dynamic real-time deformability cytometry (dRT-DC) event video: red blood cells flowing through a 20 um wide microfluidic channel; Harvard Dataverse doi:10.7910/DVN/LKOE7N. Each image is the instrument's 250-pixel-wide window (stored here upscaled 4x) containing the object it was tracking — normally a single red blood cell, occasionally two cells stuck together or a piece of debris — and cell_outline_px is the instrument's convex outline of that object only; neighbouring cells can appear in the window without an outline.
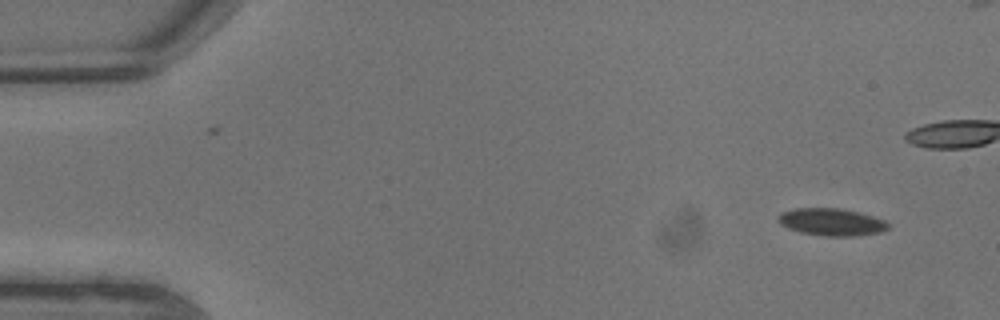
{"species": "common noctule bat (a hibernating species)", "species_latin": "Nyctalus noctula", "temperature_condition": "warm", "stored_images_in_passage": 9, "segment_of_instrument_passage": [1, 2], "camera_frame_rate_fps": 3000, "um_per_image_px": 0.085, "animal": {"sex": "male", "body_mass_g": 13.3}, "frame": {"image": 1, "passage_image": 1, "time_ms": 0.0, "image_size_px": [1000, 320], "cell_outline_px": [[888, 228], [880, 232], [856, 236], [824, 236], [800, 232], [788, 228], [780, 224], [776, 220], [776, 216], [780, 212], [796, 208], [840, 208], [872, 216], [884, 220], [888, 224]], "centroid_in_image_um": [70.61, 18.87], "position_along_channel_um": 14.4, "area_um2": 17.51}}
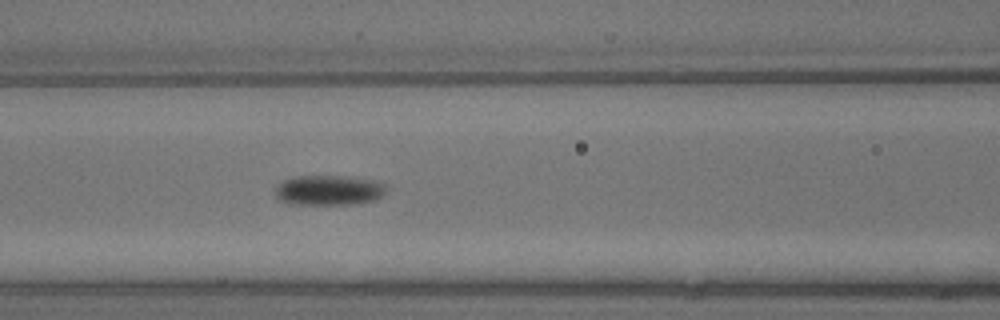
{"frame": {"image": 2, "passage_image": 8, "time_ms": 2.333, "image_size_px": [1000, 320], "cell_outline_px": [[384, 192], [376, 200], [360, 204], [292, 204], [280, 200], [276, 196], [276, 184], [292, 176], [344, 176], [372, 180], [384, 184]], "centroid_in_image_um": [27.91, 16.17], "position_along_channel_um": 138.7, "area_um2": 19.42}}